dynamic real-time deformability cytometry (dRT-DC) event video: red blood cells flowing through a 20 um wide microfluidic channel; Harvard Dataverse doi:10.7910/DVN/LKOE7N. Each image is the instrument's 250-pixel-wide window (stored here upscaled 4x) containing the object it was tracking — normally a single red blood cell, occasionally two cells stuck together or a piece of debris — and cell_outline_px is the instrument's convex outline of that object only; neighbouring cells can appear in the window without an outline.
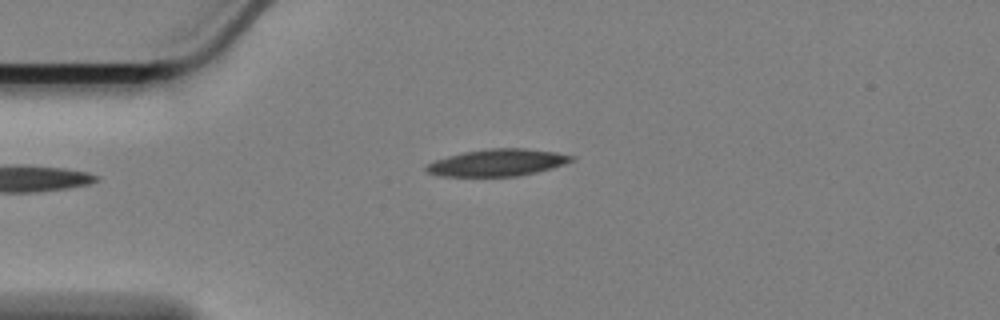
{"species": "Egyptian fruit bat (a non-hibernating species)", "species_latin": "Rousettus aegyptiacus", "temperature_condition": "cold", "stored_images_in_passage": 37, "camera_frame_rate_fps": 3000, "um_per_image_px": 0.085, "animal": {"sex": "female"}, "frame": {"image": 1, "passage_image": 1, "time_ms": 0.0, "image_size_px": [1000, 320], "cell_outline_px": [[576, 160], [552, 168], [536, 172], [516, 176], [444, 176], [428, 172], [424, 168], [428, 164], [436, 160], [448, 156], [464, 152], [488, 148], [524, 148], [556, 152], [576, 156]], "centroid_in_image_um": [42.35, 13.81], "position_along_channel_um": 42.7, "area_um2": 22.72}}
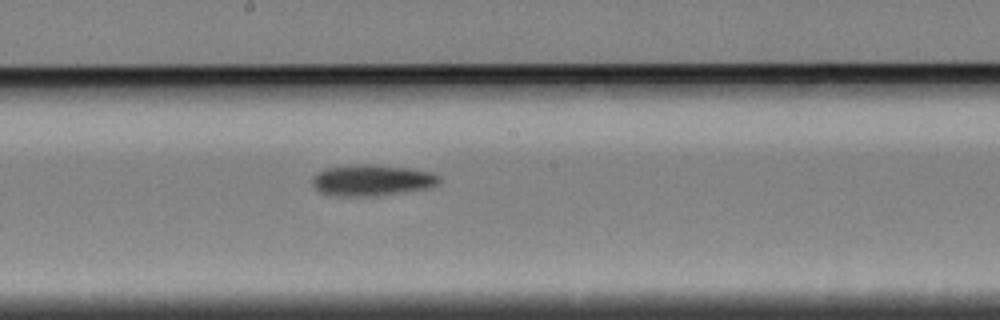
{"frame": {"image": 2, "passage_image": 18, "time_ms": 5.667, "image_size_px": [1000, 320], "cell_outline_px": [[440, 180], [436, 184], [424, 188], [404, 192], [380, 196], [328, 196], [320, 192], [312, 184], [312, 176], [316, 172], [324, 168], [352, 164], [372, 164], [408, 168], [432, 172], [440, 176]], "centroid_in_image_um": [31.54, 15.32], "position_along_channel_um": 216.7, "area_um2": 23.35}}
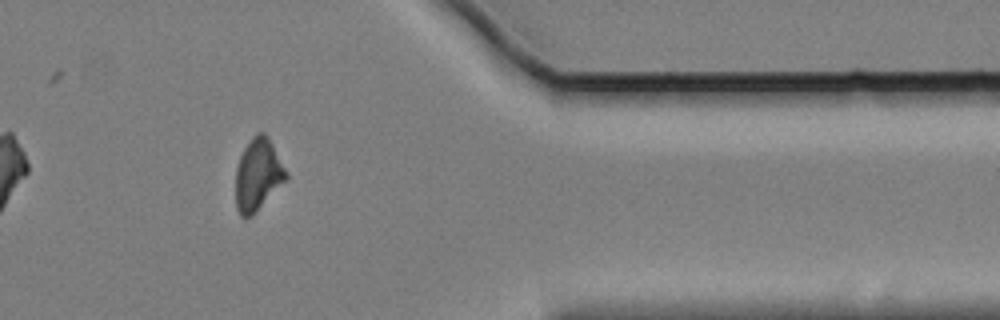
{"frame": {"image": 3, "passage_image": 35, "time_ms": 11.333, "image_size_px": [1000, 320], "cell_outline_px": [[288, 176], [256, 212], [252, 216], [240, 216], [236, 208], [236, 168], [240, 156], [244, 148], [252, 136], [256, 132], [264, 132], [268, 136], [288, 172]], "centroid_in_image_um": [21.91, 14.81], "position_along_channel_um": 389.5, "area_um2": 20.98}}